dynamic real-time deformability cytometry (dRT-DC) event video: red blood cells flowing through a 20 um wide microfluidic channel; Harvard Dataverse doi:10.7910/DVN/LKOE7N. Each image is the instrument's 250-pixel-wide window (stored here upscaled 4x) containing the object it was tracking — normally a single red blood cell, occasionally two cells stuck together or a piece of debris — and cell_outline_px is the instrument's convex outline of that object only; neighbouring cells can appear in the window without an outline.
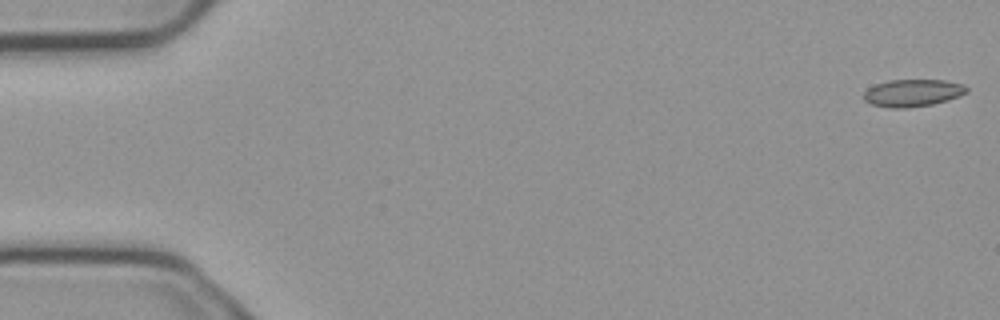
{"species": "common noctule bat (a hibernating species)", "species_latin": "Nyctalus noctula", "temperature_condition": "cold", "stored_images_in_passage": 5, "camera_frame_rate_fps": 3000, "um_per_image_px": 0.085, "animal": {"sex": "male", "body_mass_g": 23.1, "forearm_length_mm": 52.7}, "frame": {"image": 1, "passage_image": 1, "time_ms": 0.0, "image_size_px": [1000, 320], "cell_outline_px": [[968, 92], [960, 96], [948, 100], [932, 104], [908, 108], [892, 108], [872, 104], [864, 100], [864, 92], [868, 88], [876, 84], [888, 80], [944, 80], [964, 84], [968, 88]], "centroid_in_image_um": [77.61, 7.89], "position_along_channel_um": 7.4, "area_um2": 16.42}}
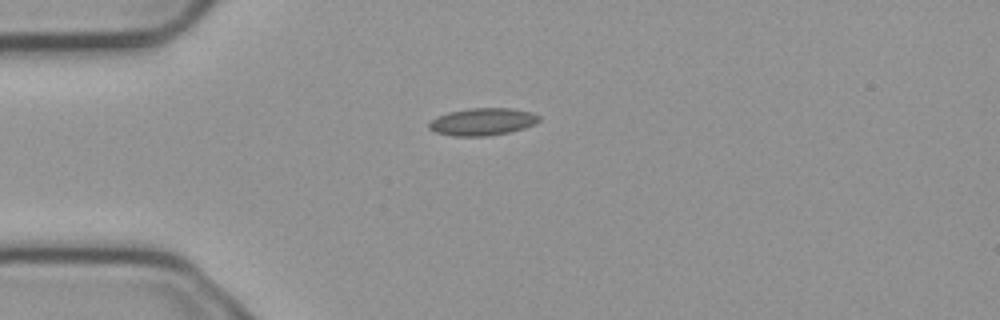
{"frame": {"image": 2, "passage_image": 4, "time_ms": 1.0, "image_size_px": [1000, 320], "cell_outline_px": [[540, 120], [536, 124], [524, 128], [508, 132], [484, 136], [452, 136], [436, 132], [428, 128], [428, 124], [436, 116], [448, 112], [468, 108], [512, 108], [532, 112], [540, 116]], "centroid_in_image_um": [41.02, 10.34], "position_along_channel_um": 44.0, "area_um2": 17.63}}